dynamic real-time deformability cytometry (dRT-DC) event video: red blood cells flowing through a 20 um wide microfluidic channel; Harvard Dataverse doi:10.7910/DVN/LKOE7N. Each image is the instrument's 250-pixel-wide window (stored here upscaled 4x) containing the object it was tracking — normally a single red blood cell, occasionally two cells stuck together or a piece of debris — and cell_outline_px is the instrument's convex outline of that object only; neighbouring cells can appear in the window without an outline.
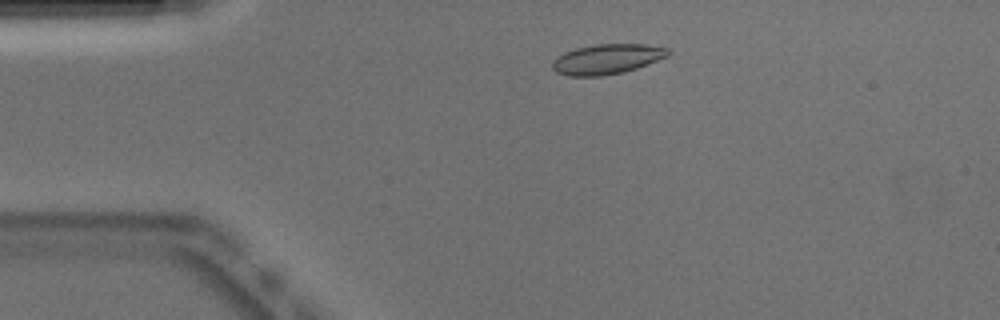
{"species": "Egyptian fruit bat (a non-hibernating species)", "species_latin": "Rousettus aegyptiacus", "temperature_condition": "warm", "stored_images_in_passage": 48, "camera_frame_rate_fps": 3000, "um_per_image_px": 0.085, "animal": {"sex": "male"}, "frame": {"image": 1, "passage_image": 7, "time_ms": 2.0, "image_size_px": [1000, 320], "cell_outline_px": [[668, 56], [636, 68], [624, 72], [600, 76], [568, 76], [556, 72], [552, 68], [552, 60], [556, 56], [564, 52], [576, 48], [592, 44], [644, 44], [668, 48]], "centroid_in_image_um": [51.53, 5.02], "position_along_channel_um": 33.5, "area_um2": 20.29}}
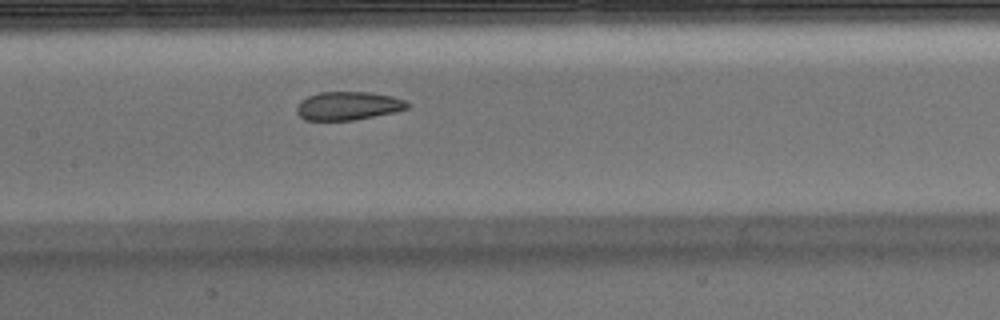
{"frame": {"image": 2, "passage_image": 21, "time_ms": 6.667, "image_size_px": [1000, 320], "cell_outline_px": [[412, 104], [408, 108], [396, 112], [356, 120], [304, 120], [296, 112], [296, 108], [300, 100], [308, 96], [320, 92], [372, 92], [392, 96], [404, 100]], "centroid_in_image_um": [29.61, 9.0], "position_along_channel_um": 177.8, "area_um2": 18.55}}
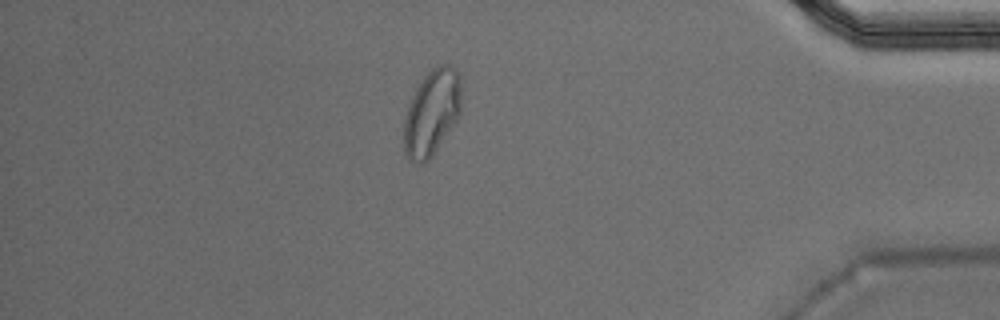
{"frame": {"image": 3, "passage_image": 41, "time_ms": 13.333, "image_size_px": [1000, 320], "cell_outline_px": [[460, 112], [456, 120], [432, 156], [424, 164], [420, 164], [408, 160], [404, 152], [404, 116], [408, 104], [416, 88], [424, 76], [432, 68], [440, 64], [448, 64], [456, 68], [460, 76]], "centroid_in_image_um": [36.68, 9.57], "position_along_channel_um": 398.5, "area_um2": 28.78}, "authors_computed_cell_mechanics": {"area_um2": 20.23, "velocity_mm_per_s": 3.8858, "shape_relaxation_time_tau1_ms": null, "shape_relaxation_time_tau2_ms": 1.545, "deformation_change_tau1": null, "deformation_change_tau2": 0.0459}}